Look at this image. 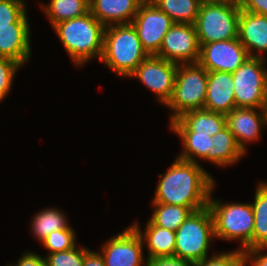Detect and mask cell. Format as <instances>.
I'll use <instances>...</instances> for the list:
<instances>
[{
	"label": "cell",
	"mask_w": 267,
	"mask_h": 266,
	"mask_svg": "<svg viewBox=\"0 0 267 266\" xmlns=\"http://www.w3.org/2000/svg\"><path fill=\"white\" fill-rule=\"evenodd\" d=\"M234 81L230 72H208L204 109L215 113L229 114L236 108Z\"/></svg>",
	"instance_id": "cell-17"
},
{
	"label": "cell",
	"mask_w": 267,
	"mask_h": 266,
	"mask_svg": "<svg viewBox=\"0 0 267 266\" xmlns=\"http://www.w3.org/2000/svg\"><path fill=\"white\" fill-rule=\"evenodd\" d=\"M28 11L9 26L0 27V57L15 60L23 67L31 59V29Z\"/></svg>",
	"instance_id": "cell-15"
},
{
	"label": "cell",
	"mask_w": 267,
	"mask_h": 266,
	"mask_svg": "<svg viewBox=\"0 0 267 266\" xmlns=\"http://www.w3.org/2000/svg\"><path fill=\"white\" fill-rule=\"evenodd\" d=\"M100 247L106 266H146L142 238L132 225L111 236Z\"/></svg>",
	"instance_id": "cell-11"
},
{
	"label": "cell",
	"mask_w": 267,
	"mask_h": 266,
	"mask_svg": "<svg viewBox=\"0 0 267 266\" xmlns=\"http://www.w3.org/2000/svg\"><path fill=\"white\" fill-rule=\"evenodd\" d=\"M67 218L61 209L45 207L33 215L30 221L31 235L41 243L53 231L70 228V219Z\"/></svg>",
	"instance_id": "cell-23"
},
{
	"label": "cell",
	"mask_w": 267,
	"mask_h": 266,
	"mask_svg": "<svg viewBox=\"0 0 267 266\" xmlns=\"http://www.w3.org/2000/svg\"><path fill=\"white\" fill-rule=\"evenodd\" d=\"M16 263H9L7 266H47L44 256H41L32 251H25Z\"/></svg>",
	"instance_id": "cell-34"
},
{
	"label": "cell",
	"mask_w": 267,
	"mask_h": 266,
	"mask_svg": "<svg viewBox=\"0 0 267 266\" xmlns=\"http://www.w3.org/2000/svg\"><path fill=\"white\" fill-rule=\"evenodd\" d=\"M54 29L75 68H82L89 61L101 59L105 26L92 15L62 21Z\"/></svg>",
	"instance_id": "cell-2"
},
{
	"label": "cell",
	"mask_w": 267,
	"mask_h": 266,
	"mask_svg": "<svg viewBox=\"0 0 267 266\" xmlns=\"http://www.w3.org/2000/svg\"><path fill=\"white\" fill-rule=\"evenodd\" d=\"M143 0H90V12L105 27L131 23Z\"/></svg>",
	"instance_id": "cell-19"
},
{
	"label": "cell",
	"mask_w": 267,
	"mask_h": 266,
	"mask_svg": "<svg viewBox=\"0 0 267 266\" xmlns=\"http://www.w3.org/2000/svg\"><path fill=\"white\" fill-rule=\"evenodd\" d=\"M152 203L203 209L208 206L215 179L201 164L176 157L165 174L158 175Z\"/></svg>",
	"instance_id": "cell-1"
},
{
	"label": "cell",
	"mask_w": 267,
	"mask_h": 266,
	"mask_svg": "<svg viewBox=\"0 0 267 266\" xmlns=\"http://www.w3.org/2000/svg\"><path fill=\"white\" fill-rule=\"evenodd\" d=\"M208 71L198 62L178 64L173 95L165 106L171 111L169 122L190 110L204 109Z\"/></svg>",
	"instance_id": "cell-6"
},
{
	"label": "cell",
	"mask_w": 267,
	"mask_h": 266,
	"mask_svg": "<svg viewBox=\"0 0 267 266\" xmlns=\"http://www.w3.org/2000/svg\"><path fill=\"white\" fill-rule=\"evenodd\" d=\"M181 139L182 151L179 159L199 163L197 158L203 160L211 147L212 136L197 134V132H173Z\"/></svg>",
	"instance_id": "cell-27"
},
{
	"label": "cell",
	"mask_w": 267,
	"mask_h": 266,
	"mask_svg": "<svg viewBox=\"0 0 267 266\" xmlns=\"http://www.w3.org/2000/svg\"><path fill=\"white\" fill-rule=\"evenodd\" d=\"M172 132H197L213 136L225 127L224 114L205 109L190 110L169 123Z\"/></svg>",
	"instance_id": "cell-18"
},
{
	"label": "cell",
	"mask_w": 267,
	"mask_h": 266,
	"mask_svg": "<svg viewBox=\"0 0 267 266\" xmlns=\"http://www.w3.org/2000/svg\"><path fill=\"white\" fill-rule=\"evenodd\" d=\"M83 266H106L103 256L99 251H93L88 247H84V263Z\"/></svg>",
	"instance_id": "cell-37"
},
{
	"label": "cell",
	"mask_w": 267,
	"mask_h": 266,
	"mask_svg": "<svg viewBox=\"0 0 267 266\" xmlns=\"http://www.w3.org/2000/svg\"><path fill=\"white\" fill-rule=\"evenodd\" d=\"M267 248H253L243 250L245 266H267ZM250 263V264H248Z\"/></svg>",
	"instance_id": "cell-33"
},
{
	"label": "cell",
	"mask_w": 267,
	"mask_h": 266,
	"mask_svg": "<svg viewBox=\"0 0 267 266\" xmlns=\"http://www.w3.org/2000/svg\"><path fill=\"white\" fill-rule=\"evenodd\" d=\"M47 266H83L84 246L78 245L67 251H60L53 254H45Z\"/></svg>",
	"instance_id": "cell-29"
},
{
	"label": "cell",
	"mask_w": 267,
	"mask_h": 266,
	"mask_svg": "<svg viewBox=\"0 0 267 266\" xmlns=\"http://www.w3.org/2000/svg\"><path fill=\"white\" fill-rule=\"evenodd\" d=\"M142 238L143 245L148 251L146 259L159 257H174L175 232L154 225L149 219L144 231L139 226V222L131 224Z\"/></svg>",
	"instance_id": "cell-20"
},
{
	"label": "cell",
	"mask_w": 267,
	"mask_h": 266,
	"mask_svg": "<svg viewBox=\"0 0 267 266\" xmlns=\"http://www.w3.org/2000/svg\"><path fill=\"white\" fill-rule=\"evenodd\" d=\"M225 127L232 132L238 146L247 154V144L258 141L267 126V112L257 108H234L224 115ZM247 148V149H246Z\"/></svg>",
	"instance_id": "cell-14"
},
{
	"label": "cell",
	"mask_w": 267,
	"mask_h": 266,
	"mask_svg": "<svg viewBox=\"0 0 267 266\" xmlns=\"http://www.w3.org/2000/svg\"><path fill=\"white\" fill-rule=\"evenodd\" d=\"M241 10L267 16V0H242Z\"/></svg>",
	"instance_id": "cell-36"
},
{
	"label": "cell",
	"mask_w": 267,
	"mask_h": 266,
	"mask_svg": "<svg viewBox=\"0 0 267 266\" xmlns=\"http://www.w3.org/2000/svg\"><path fill=\"white\" fill-rule=\"evenodd\" d=\"M254 196L253 248H267V181L258 183Z\"/></svg>",
	"instance_id": "cell-24"
},
{
	"label": "cell",
	"mask_w": 267,
	"mask_h": 266,
	"mask_svg": "<svg viewBox=\"0 0 267 266\" xmlns=\"http://www.w3.org/2000/svg\"><path fill=\"white\" fill-rule=\"evenodd\" d=\"M26 0H0V27L16 23L27 12Z\"/></svg>",
	"instance_id": "cell-32"
},
{
	"label": "cell",
	"mask_w": 267,
	"mask_h": 266,
	"mask_svg": "<svg viewBox=\"0 0 267 266\" xmlns=\"http://www.w3.org/2000/svg\"><path fill=\"white\" fill-rule=\"evenodd\" d=\"M143 1H145V2H152L153 0H143Z\"/></svg>",
	"instance_id": "cell-39"
},
{
	"label": "cell",
	"mask_w": 267,
	"mask_h": 266,
	"mask_svg": "<svg viewBox=\"0 0 267 266\" xmlns=\"http://www.w3.org/2000/svg\"><path fill=\"white\" fill-rule=\"evenodd\" d=\"M238 38L249 57L266 58L267 16L240 10Z\"/></svg>",
	"instance_id": "cell-16"
},
{
	"label": "cell",
	"mask_w": 267,
	"mask_h": 266,
	"mask_svg": "<svg viewBox=\"0 0 267 266\" xmlns=\"http://www.w3.org/2000/svg\"><path fill=\"white\" fill-rule=\"evenodd\" d=\"M200 45L194 24L174 23L156 56L176 64L197 63Z\"/></svg>",
	"instance_id": "cell-12"
},
{
	"label": "cell",
	"mask_w": 267,
	"mask_h": 266,
	"mask_svg": "<svg viewBox=\"0 0 267 266\" xmlns=\"http://www.w3.org/2000/svg\"><path fill=\"white\" fill-rule=\"evenodd\" d=\"M146 266H194V263L176 257H159L147 259Z\"/></svg>",
	"instance_id": "cell-35"
},
{
	"label": "cell",
	"mask_w": 267,
	"mask_h": 266,
	"mask_svg": "<svg viewBox=\"0 0 267 266\" xmlns=\"http://www.w3.org/2000/svg\"><path fill=\"white\" fill-rule=\"evenodd\" d=\"M152 214L149 220L156 226L176 231L179 226L196 211L194 208L183 207L180 205H170L163 203H151Z\"/></svg>",
	"instance_id": "cell-25"
},
{
	"label": "cell",
	"mask_w": 267,
	"mask_h": 266,
	"mask_svg": "<svg viewBox=\"0 0 267 266\" xmlns=\"http://www.w3.org/2000/svg\"><path fill=\"white\" fill-rule=\"evenodd\" d=\"M39 4L52 28L62 21L79 18L90 12V0H49L47 4Z\"/></svg>",
	"instance_id": "cell-22"
},
{
	"label": "cell",
	"mask_w": 267,
	"mask_h": 266,
	"mask_svg": "<svg viewBox=\"0 0 267 266\" xmlns=\"http://www.w3.org/2000/svg\"><path fill=\"white\" fill-rule=\"evenodd\" d=\"M76 232L72 227L62 230H56L50 233L40 244L47 249L49 253L53 254L60 251H67L75 247Z\"/></svg>",
	"instance_id": "cell-28"
},
{
	"label": "cell",
	"mask_w": 267,
	"mask_h": 266,
	"mask_svg": "<svg viewBox=\"0 0 267 266\" xmlns=\"http://www.w3.org/2000/svg\"><path fill=\"white\" fill-rule=\"evenodd\" d=\"M215 240L214 222L208 206L193 211L175 231L174 257L199 262L209 257Z\"/></svg>",
	"instance_id": "cell-5"
},
{
	"label": "cell",
	"mask_w": 267,
	"mask_h": 266,
	"mask_svg": "<svg viewBox=\"0 0 267 266\" xmlns=\"http://www.w3.org/2000/svg\"><path fill=\"white\" fill-rule=\"evenodd\" d=\"M240 10V5L202 1L194 22L199 45L238 38Z\"/></svg>",
	"instance_id": "cell-7"
},
{
	"label": "cell",
	"mask_w": 267,
	"mask_h": 266,
	"mask_svg": "<svg viewBox=\"0 0 267 266\" xmlns=\"http://www.w3.org/2000/svg\"><path fill=\"white\" fill-rule=\"evenodd\" d=\"M152 2L174 23L194 24L202 0H153Z\"/></svg>",
	"instance_id": "cell-26"
},
{
	"label": "cell",
	"mask_w": 267,
	"mask_h": 266,
	"mask_svg": "<svg viewBox=\"0 0 267 266\" xmlns=\"http://www.w3.org/2000/svg\"><path fill=\"white\" fill-rule=\"evenodd\" d=\"M23 66L13 59L0 57V102L6 99L14 82L15 74Z\"/></svg>",
	"instance_id": "cell-31"
},
{
	"label": "cell",
	"mask_w": 267,
	"mask_h": 266,
	"mask_svg": "<svg viewBox=\"0 0 267 266\" xmlns=\"http://www.w3.org/2000/svg\"><path fill=\"white\" fill-rule=\"evenodd\" d=\"M216 184L211 190L208 207L214 222L215 239L238 241L239 250L253 249L254 214L250 203L222 202L212 197Z\"/></svg>",
	"instance_id": "cell-4"
},
{
	"label": "cell",
	"mask_w": 267,
	"mask_h": 266,
	"mask_svg": "<svg viewBox=\"0 0 267 266\" xmlns=\"http://www.w3.org/2000/svg\"><path fill=\"white\" fill-rule=\"evenodd\" d=\"M194 266H245L243 251L238 248L232 251L212 253L210 257L194 263Z\"/></svg>",
	"instance_id": "cell-30"
},
{
	"label": "cell",
	"mask_w": 267,
	"mask_h": 266,
	"mask_svg": "<svg viewBox=\"0 0 267 266\" xmlns=\"http://www.w3.org/2000/svg\"><path fill=\"white\" fill-rule=\"evenodd\" d=\"M147 56L131 23L105 27L100 62L120 78L127 79Z\"/></svg>",
	"instance_id": "cell-3"
},
{
	"label": "cell",
	"mask_w": 267,
	"mask_h": 266,
	"mask_svg": "<svg viewBox=\"0 0 267 266\" xmlns=\"http://www.w3.org/2000/svg\"><path fill=\"white\" fill-rule=\"evenodd\" d=\"M249 57L239 38L200 45L198 63L208 72L233 73Z\"/></svg>",
	"instance_id": "cell-13"
},
{
	"label": "cell",
	"mask_w": 267,
	"mask_h": 266,
	"mask_svg": "<svg viewBox=\"0 0 267 266\" xmlns=\"http://www.w3.org/2000/svg\"><path fill=\"white\" fill-rule=\"evenodd\" d=\"M178 64L156 55H148L128 77L140 81L148 90L154 92L158 102L166 106L173 91Z\"/></svg>",
	"instance_id": "cell-9"
},
{
	"label": "cell",
	"mask_w": 267,
	"mask_h": 266,
	"mask_svg": "<svg viewBox=\"0 0 267 266\" xmlns=\"http://www.w3.org/2000/svg\"><path fill=\"white\" fill-rule=\"evenodd\" d=\"M266 58L248 57L233 73L236 107L265 109L267 100Z\"/></svg>",
	"instance_id": "cell-8"
},
{
	"label": "cell",
	"mask_w": 267,
	"mask_h": 266,
	"mask_svg": "<svg viewBox=\"0 0 267 266\" xmlns=\"http://www.w3.org/2000/svg\"><path fill=\"white\" fill-rule=\"evenodd\" d=\"M265 111L267 112V100H266V107H265Z\"/></svg>",
	"instance_id": "cell-40"
},
{
	"label": "cell",
	"mask_w": 267,
	"mask_h": 266,
	"mask_svg": "<svg viewBox=\"0 0 267 266\" xmlns=\"http://www.w3.org/2000/svg\"><path fill=\"white\" fill-rule=\"evenodd\" d=\"M131 24L140 39L143 49L148 55H156L174 22L153 2L143 1Z\"/></svg>",
	"instance_id": "cell-10"
},
{
	"label": "cell",
	"mask_w": 267,
	"mask_h": 266,
	"mask_svg": "<svg viewBox=\"0 0 267 266\" xmlns=\"http://www.w3.org/2000/svg\"><path fill=\"white\" fill-rule=\"evenodd\" d=\"M207 3H226L230 5H241L242 0H202Z\"/></svg>",
	"instance_id": "cell-38"
},
{
	"label": "cell",
	"mask_w": 267,
	"mask_h": 266,
	"mask_svg": "<svg viewBox=\"0 0 267 266\" xmlns=\"http://www.w3.org/2000/svg\"><path fill=\"white\" fill-rule=\"evenodd\" d=\"M245 156L232 132L224 127L212 136L210 150L202 161L226 168L235 165Z\"/></svg>",
	"instance_id": "cell-21"
}]
</instances>
